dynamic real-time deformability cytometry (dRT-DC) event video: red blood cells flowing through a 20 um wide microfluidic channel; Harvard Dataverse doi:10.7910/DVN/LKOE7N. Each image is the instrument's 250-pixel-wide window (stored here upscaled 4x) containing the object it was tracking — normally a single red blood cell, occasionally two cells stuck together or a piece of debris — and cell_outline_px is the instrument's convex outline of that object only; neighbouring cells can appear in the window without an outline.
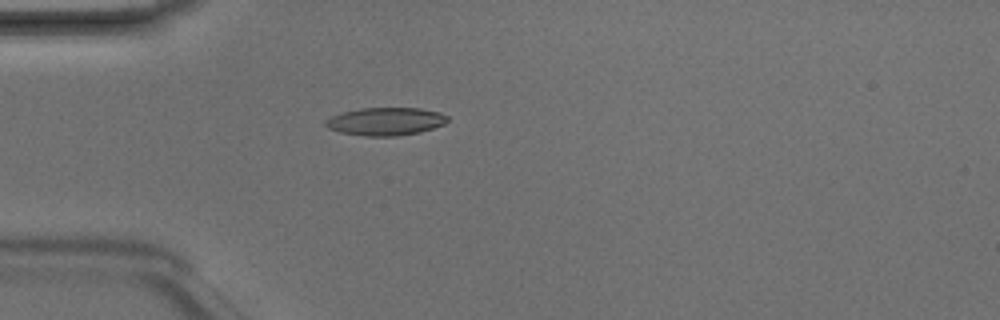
{"species": "Egyptian fruit bat (a non-hibernating species)", "species_latin": "Rousettus aegyptiacus", "temperature_condition": "room temperature", "stored_images_in_passage": 3, "camera_frame_rate_fps": 3000, "um_per_image_px": 0.085, "animal": {"sex": "male"}, "frame": {"image": 1, "passage_image": 3, "time_ms": 0.667, "image_size_px": [1000, 320], "cell_outline_px": [[448, 120], [444, 124], [420, 132], [396, 136], [364, 136], [340, 132], [328, 128], [324, 124], [324, 120], [332, 116], [344, 112], [360, 108], [420, 108], [440, 112], [448, 116]], "centroid_in_image_um": [32.77, 10.32], "position_along_channel_um": 52.2, "area_um2": 19.83}}